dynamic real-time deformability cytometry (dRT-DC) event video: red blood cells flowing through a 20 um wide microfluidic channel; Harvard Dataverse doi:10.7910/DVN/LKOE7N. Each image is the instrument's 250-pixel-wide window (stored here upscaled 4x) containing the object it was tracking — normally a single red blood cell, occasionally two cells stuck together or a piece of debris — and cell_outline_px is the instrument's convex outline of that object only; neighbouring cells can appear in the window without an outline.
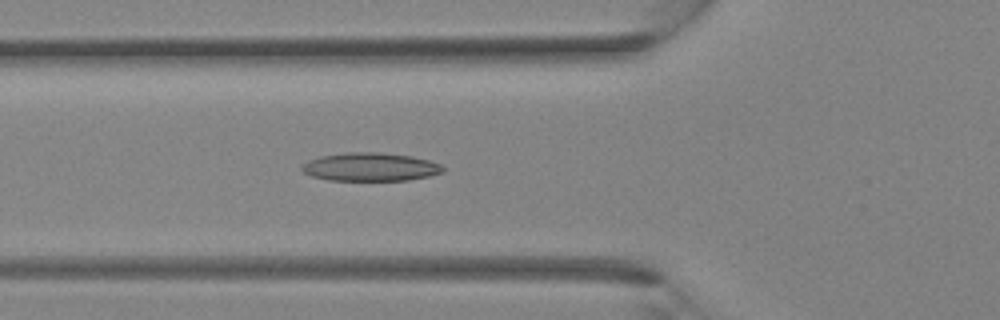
{"species": "Egyptian fruit bat (a non-hibernating species)", "species_latin": "Rousettus aegyptiacus", "temperature_condition": "room temperature", "stored_images_in_passage": 27, "camera_frame_rate_fps": 3000, "um_per_image_px": 0.085, "animal": {"sex": "female"}, "frame": {"image": 1, "passage_image": 4, "time_ms": 1.0, "image_size_px": [1000, 320], "cell_outline_px": [[444, 172], [428, 176], [408, 180], [328, 180], [312, 176], [304, 172], [300, 168], [300, 164], [308, 160], [320, 156], [348, 152], [380, 152], [412, 156], [428, 160], [440, 164], [444, 168]], "centroid_in_image_um": [31.45, 14.18], "position_along_channel_um": 94.3, "area_um2": 23.35}}
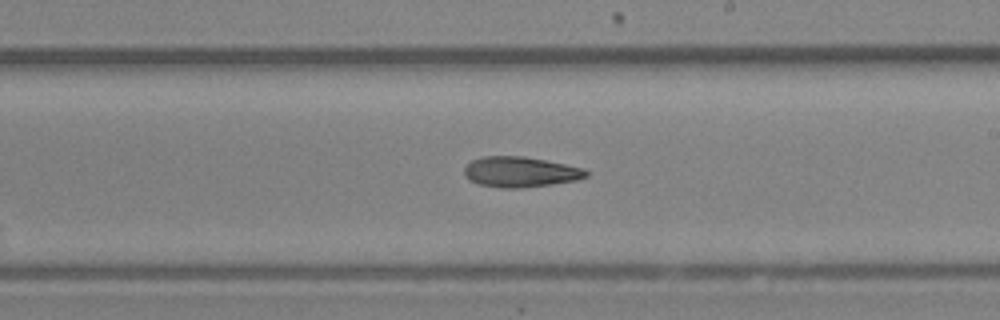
{"frame": {"image": 2, "passage_image": 12, "time_ms": 3.667, "image_size_px": [1000, 320], "cell_outline_px": [[588, 176], [576, 180], [552, 184], [524, 188], [500, 188], [476, 184], [468, 180], [464, 176], [464, 168], [472, 160], [480, 156], [524, 156], [584, 168], [588, 172]], "centroid_in_image_um": [44.18, 14.62], "position_along_channel_um": 244.8, "area_um2": 21.79}}
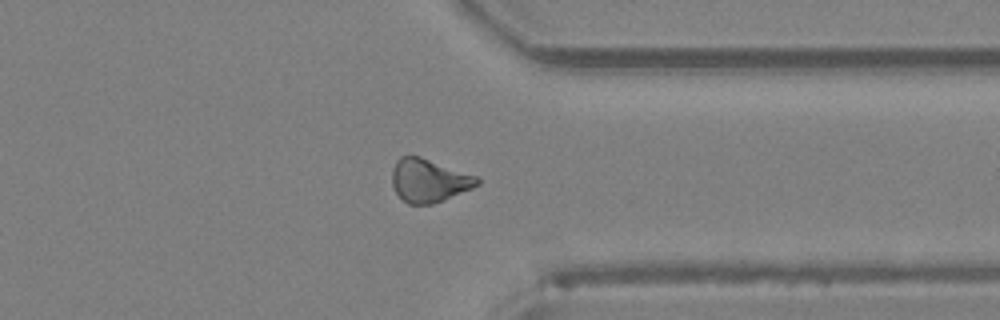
{"frame": {"image": 3, "passage_image": 19, "time_ms": 6.0, "image_size_px": [1000, 320], "cell_outline_px": [[480, 184], [472, 188], [432, 204], [408, 204], [396, 192], [392, 184], [392, 168], [396, 160], [400, 156], [420, 156], [480, 176]], "centroid_in_image_um": [36.48, 15.32], "position_along_channel_um": 374.9, "area_um2": 21.56}}